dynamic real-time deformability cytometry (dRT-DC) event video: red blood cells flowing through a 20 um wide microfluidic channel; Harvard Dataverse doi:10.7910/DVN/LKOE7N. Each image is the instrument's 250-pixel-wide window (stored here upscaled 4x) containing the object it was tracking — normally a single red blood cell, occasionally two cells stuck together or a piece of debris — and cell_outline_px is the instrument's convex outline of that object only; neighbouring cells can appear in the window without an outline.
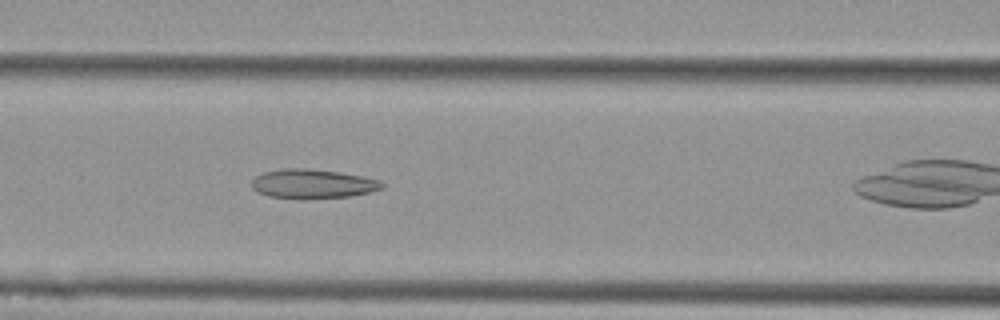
{"species": "Egyptian fruit bat (a non-hibernating species)", "species_latin": "Rousettus aegyptiacus", "temperature_condition": "cold", "stored_images_in_passage": 34, "camera_frame_rate_fps": 3000, "um_per_image_px": 0.085, "animal": {"sex": "female"}, "frame": {"image": 1, "passage_image": 13, "time_ms": 4.0, "image_size_px": [1000, 320], "cell_outline_px": [[384, 188], [368, 192], [348, 196], [308, 200], [296, 200], [268, 196], [252, 188], [252, 180], [256, 176], [264, 172], [284, 168], [308, 168], [340, 172], [380, 180], [384, 184]], "centroid_in_image_um": [26.56, 15.64], "position_along_channel_um": 140.0, "area_um2": 22.48}}
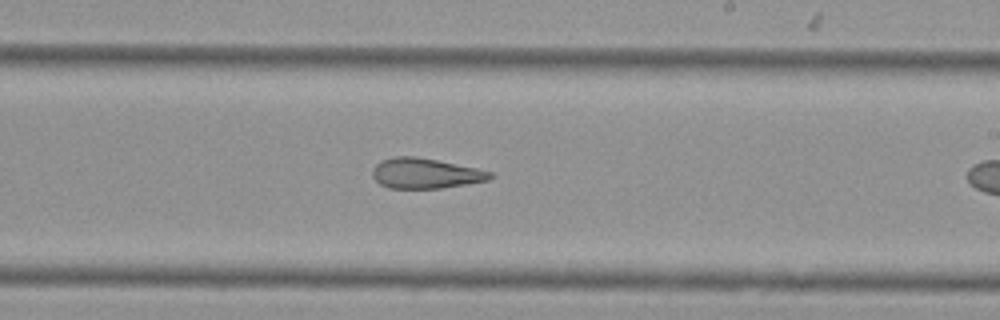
{"frame": {"image": 2, "passage_image": 22, "time_ms": 7.0, "image_size_px": [1000, 320], "cell_outline_px": [[492, 176], [488, 180], [440, 188], [388, 188], [380, 184], [372, 176], [372, 168], [380, 160], [396, 156], [416, 156], [476, 168], [492, 172]], "centroid_in_image_um": [36.1, 14.73], "position_along_channel_um": 252.9, "area_um2": 20.58}}
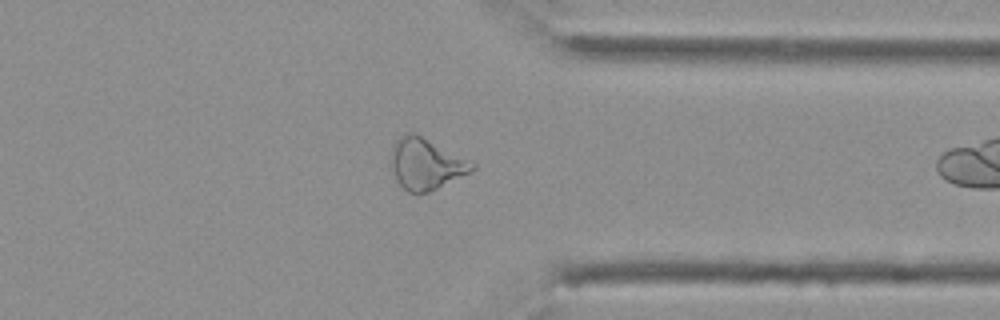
{"frame": {"image": 3, "passage_image": 32, "time_ms": 10.333, "image_size_px": [1000, 320], "cell_outline_px": [[476, 168], [472, 172], [428, 192], [416, 196], [408, 192], [396, 180], [392, 164], [392, 148], [396, 140], [400, 136], [408, 132], [416, 132], [476, 164]], "centroid_in_image_um": [36.22, 13.94], "position_along_channel_um": 375.2, "area_um2": 24.22}}